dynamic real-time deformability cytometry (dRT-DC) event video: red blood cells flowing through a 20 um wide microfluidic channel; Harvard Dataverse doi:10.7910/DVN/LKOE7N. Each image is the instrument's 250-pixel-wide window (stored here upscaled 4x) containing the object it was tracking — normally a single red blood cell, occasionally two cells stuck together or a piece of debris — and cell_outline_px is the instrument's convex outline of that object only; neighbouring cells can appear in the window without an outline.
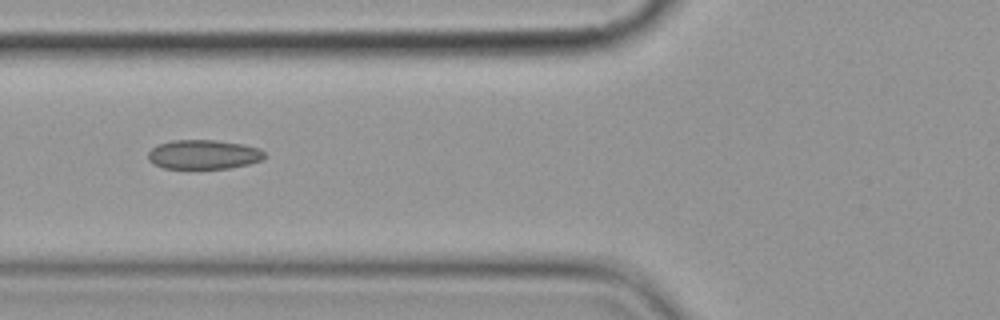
{"species": "common noctule bat (a hibernating species)", "species_latin": "Nyctalus noctula", "temperature_condition": "cold", "stored_images_in_passage": 11, "camera_frame_rate_fps": 3000, "um_per_image_px": 0.085, "animal": {"sex": "female", "body_mass_g": 19.9}, "frame": {"image": 1, "passage_image": 2, "time_ms": 2.0, "image_size_px": [1000, 320], "cell_outline_px": [[264, 160], [248, 164], [228, 168], [164, 168], [152, 164], [148, 160], [148, 152], [156, 144], [172, 140], [216, 140], [244, 144], [260, 148], [264, 152]], "centroid_in_image_um": [17.29, 13.12], "position_along_channel_um": 108.5, "area_um2": 20.06}}
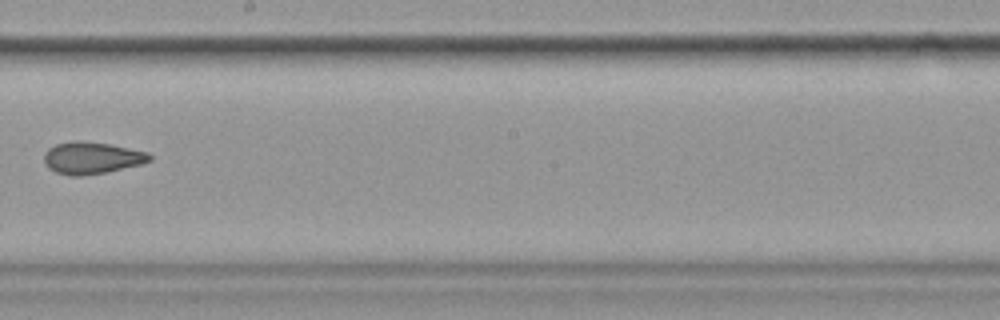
{"frame": {"image": 2, "passage_image": 5, "time_ms": 5.667, "image_size_px": [1000, 320], "cell_outline_px": [[152, 160], [140, 164], [108, 172], [80, 176], [72, 176], [56, 172], [48, 168], [44, 164], [44, 152], [48, 148], [56, 144], [72, 140], [76, 140], [108, 144], [148, 152], [152, 156]], "centroid_in_image_um": [7.77, 13.42], "position_along_channel_um": 240.4, "area_um2": 19.71}}
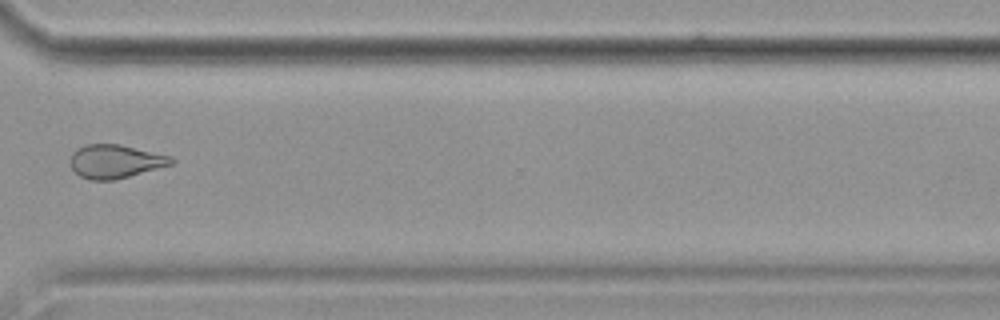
{"frame": {"image": 3, "passage_image": 8, "time_ms": 9.0, "image_size_px": [1000, 320], "cell_outline_px": [[176, 160], [172, 164], [116, 180], [88, 180], [80, 176], [72, 168], [68, 160], [72, 152], [76, 148], [84, 144], [120, 144], [172, 156]], "centroid_in_image_um": [9.77, 13.71], "position_along_channel_um": 360.8, "area_um2": 20.0}, "authors_computed_cell_mechanics": {"area_um2": 20.0566, "velocity_mm_per_s": 3.6074, "shape_relaxation_time_tau1_ms": 4.9454, "shape_relaxation_time_tau2_ms": 1.4685, "deformation_change_tau1": 0.1011, "deformation_change_tau2": 0.0609}}